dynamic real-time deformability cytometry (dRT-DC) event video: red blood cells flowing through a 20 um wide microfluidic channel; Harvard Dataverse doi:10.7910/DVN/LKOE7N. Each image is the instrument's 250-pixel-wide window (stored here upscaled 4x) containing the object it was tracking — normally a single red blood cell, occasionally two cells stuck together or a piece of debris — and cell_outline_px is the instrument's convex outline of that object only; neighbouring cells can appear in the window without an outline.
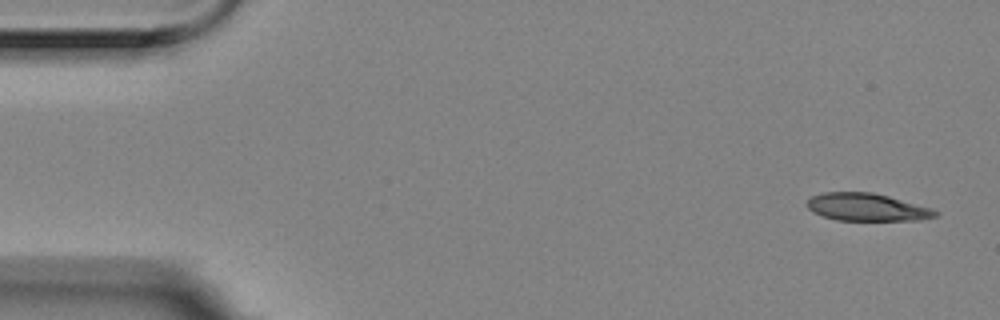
{"species": "Egyptian fruit bat (a non-hibernating species)", "species_latin": "Rousettus aegyptiacus", "temperature_condition": "room temperature", "stored_images_in_passage": 5, "camera_frame_rate_fps": 3000, "um_per_image_px": 0.085, "animal": {"sex": "female"}, "frame": {"image": 1, "passage_image": 1, "time_ms": 0.0, "image_size_px": [1000, 320], "cell_outline_px": [[940, 216], [920, 220], [836, 220], [812, 212], [804, 204], [812, 196], [820, 192], [872, 192], [888, 196], [932, 208], [940, 212]], "centroid_in_image_um": [73.69, 17.61], "position_along_channel_um": 11.3, "area_um2": 20.81}}